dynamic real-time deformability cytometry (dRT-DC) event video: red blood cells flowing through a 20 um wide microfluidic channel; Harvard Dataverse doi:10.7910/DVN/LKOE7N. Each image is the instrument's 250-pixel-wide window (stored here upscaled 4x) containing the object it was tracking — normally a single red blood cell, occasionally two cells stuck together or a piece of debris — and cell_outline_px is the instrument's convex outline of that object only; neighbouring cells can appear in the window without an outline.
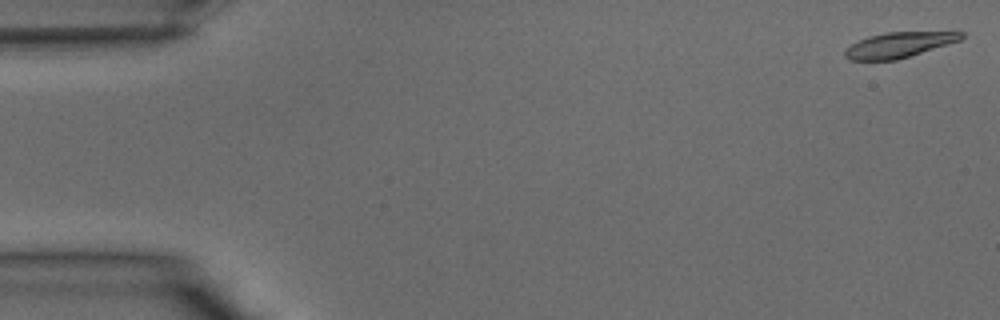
{"species": "common noctule bat (a hibernating species)", "species_latin": "Nyctalus noctula", "temperature_condition": "warm", "stored_images_in_passage": 39, "camera_frame_rate_fps": 3000, "um_per_image_px": 0.085, "animal": {"sex": "male", "body_mass_g": 15.6}, "frame": {"image": 1, "passage_image": 1, "time_ms": 0.0, "image_size_px": [1000, 320], "cell_outline_px": [[964, 36], [960, 40], [896, 60], [848, 60], [844, 56], [844, 52], [852, 44], [868, 36], [888, 32], [964, 32]], "centroid_in_image_um": [76.38, 3.82], "position_along_channel_um": 8.6, "area_um2": 16.82}}
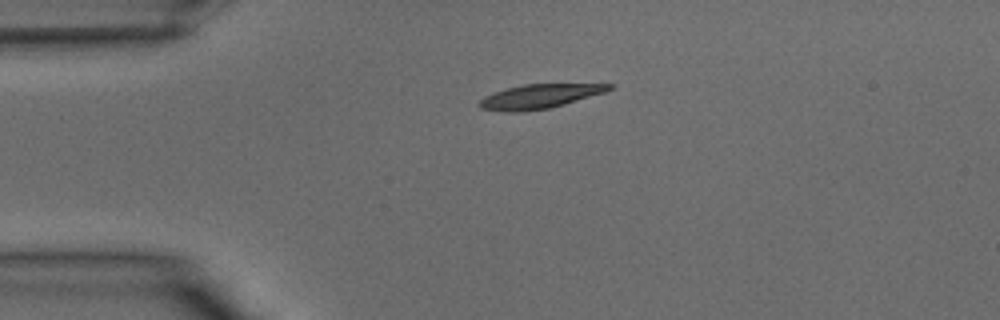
{"frame": {"image": 2, "passage_image": 9, "time_ms": 2.667, "image_size_px": [1000, 320], "cell_outline_px": [[616, 84], [612, 88], [604, 92], [564, 104], [548, 108], [524, 112], [504, 112], [480, 108], [480, 100], [484, 96], [492, 92], [524, 84]], "centroid_in_image_um": [45.82, 8.19], "position_along_channel_um": 39.2, "area_um2": 18.15}}
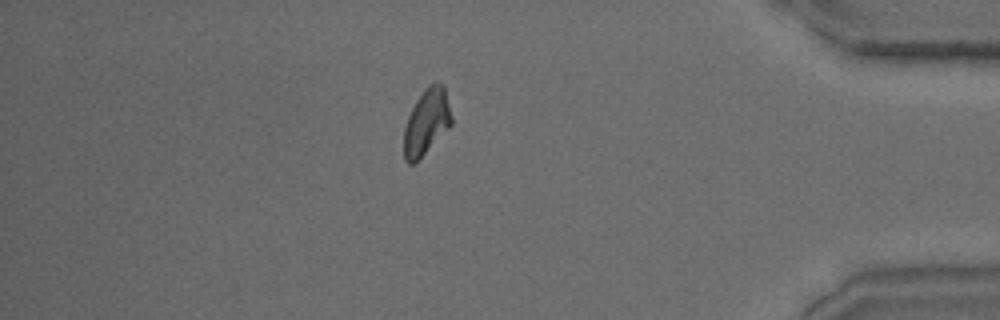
{"frame": {"image": 3, "passage_image": 34, "time_ms": 11.0, "image_size_px": [1000, 320], "cell_outline_px": [[452, 124], [412, 164], [408, 164], [404, 160], [404, 128], [408, 116], [416, 100], [424, 88], [428, 84], [436, 80], [444, 88], [452, 116]], "centroid_in_image_um": [36.24, 10.31], "position_along_channel_um": 399.0, "area_um2": 17.86}}